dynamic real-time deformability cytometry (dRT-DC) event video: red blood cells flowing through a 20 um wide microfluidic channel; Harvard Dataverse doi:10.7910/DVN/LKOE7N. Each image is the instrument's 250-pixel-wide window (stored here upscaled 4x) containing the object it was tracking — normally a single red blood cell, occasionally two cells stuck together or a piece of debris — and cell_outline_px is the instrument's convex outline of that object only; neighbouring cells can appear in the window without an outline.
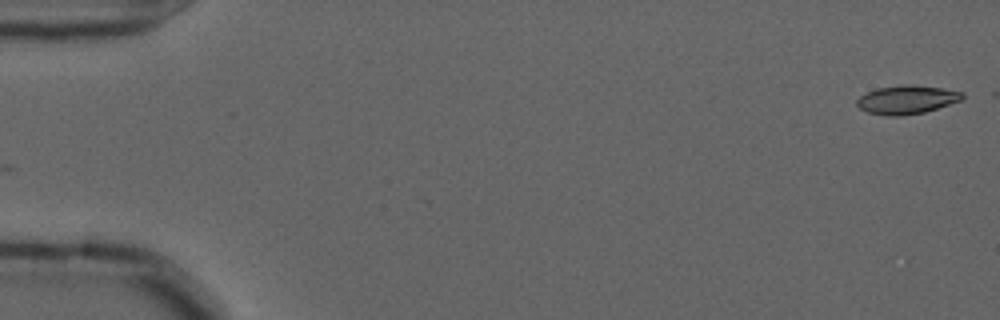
{"species": "common noctule bat (a hibernating species)", "species_latin": "Nyctalus noctula", "temperature_condition": "cold", "stored_images_in_passage": 13, "camera_frame_rate_fps": 3000, "um_per_image_px": 0.085, "animal": {"sex": "male", "forearm_length_mm": 52.5}, "frame": {"image": 1, "passage_image": 1, "time_ms": 0.0, "image_size_px": [1000, 320], "cell_outline_px": [[964, 96], [960, 100], [924, 112], [900, 116], [888, 116], [868, 112], [860, 108], [856, 104], [856, 100], [860, 96], [876, 88], [900, 84], [912, 84], [940, 88], [964, 92]], "centroid_in_image_um": [77.04, 8.46], "position_along_channel_um": 8.0, "area_um2": 17.46}}